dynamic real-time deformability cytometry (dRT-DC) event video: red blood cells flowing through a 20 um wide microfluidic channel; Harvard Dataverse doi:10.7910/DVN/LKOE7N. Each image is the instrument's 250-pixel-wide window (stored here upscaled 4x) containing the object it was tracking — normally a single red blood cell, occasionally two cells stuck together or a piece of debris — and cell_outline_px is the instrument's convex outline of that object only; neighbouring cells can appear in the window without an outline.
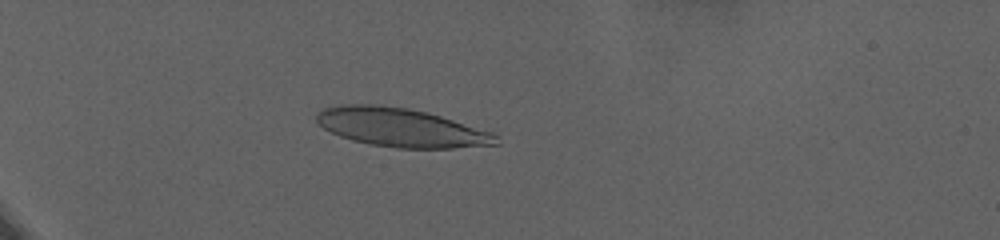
{"species": "human", "species_latin": "Homo sapiens", "temperature_condition": "warm", "stored_images_in_passage": 79, "camera_frame_rate_fps": 3000, "um_per_image_px": 0.085, "donor": {"sex": "female"}, "frame": {"image": 1, "passage_image": 27, "time_ms": 8.667, "image_size_px": [1000, 240], "cell_outline_px": [[500, 144], [452, 148], [396, 148], [368, 144], [352, 140], [340, 136], [324, 128], [316, 120], [316, 112], [324, 108], [340, 104], [380, 104], [408, 108], [428, 112], [492, 132], [500, 136]], "centroid_in_image_um": [34.1, 10.83], "position_along_channel_um": 50.9, "area_um2": 40.69}}
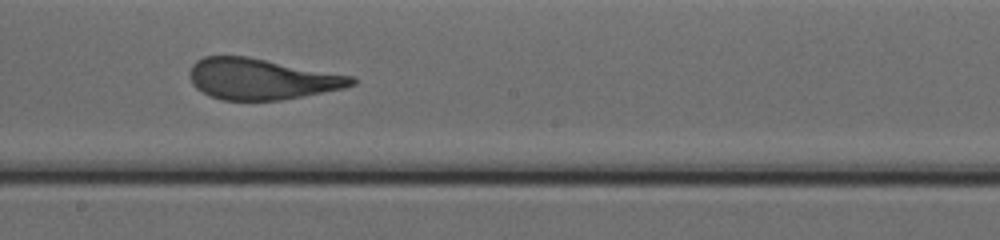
{"frame": {"image": 2, "passage_image": 51, "time_ms": 16.667, "image_size_px": [1000, 240], "cell_outline_px": [[356, 84], [344, 88], [280, 100], [224, 100], [212, 96], [196, 88], [192, 84], [188, 76], [188, 72], [192, 64], [196, 60], [204, 56], [248, 56], [352, 76], [356, 80]], "centroid_in_image_um": [22.18, 6.7], "position_along_channel_um": 226.0, "area_um2": 38.55}}
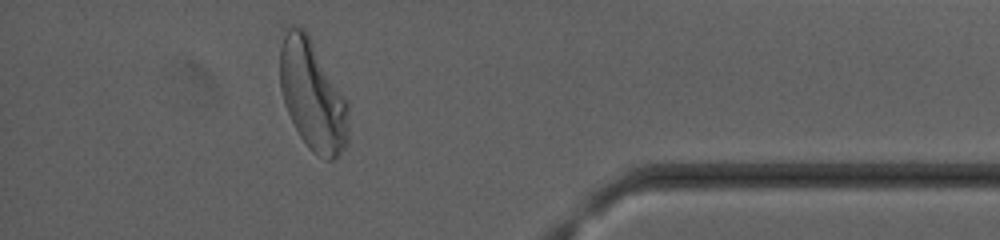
{"frame": {"image": 3, "passage_image": 73, "time_ms": 24.0, "image_size_px": [1000, 240], "cell_outline_px": [[348, 144], [332, 160], [324, 160], [312, 152], [308, 148], [300, 136], [284, 104], [280, 88], [280, 48], [284, 28], [304, 28], [348, 100]], "centroid_in_image_um": [26.57, 8.13], "position_along_channel_um": 408.6, "area_um2": 44.04}, "authors_computed_cell_mechanics": {"area_um2": 40.6912, "velocity_mm_per_s": 2.8126, "shape_relaxation_time_tau1_ms": 6.6881, "shape_relaxation_time_tau2_ms": 1.0231, "deformation_change_tau1": 0.2153, "deformation_change_tau2": 0.0856}}